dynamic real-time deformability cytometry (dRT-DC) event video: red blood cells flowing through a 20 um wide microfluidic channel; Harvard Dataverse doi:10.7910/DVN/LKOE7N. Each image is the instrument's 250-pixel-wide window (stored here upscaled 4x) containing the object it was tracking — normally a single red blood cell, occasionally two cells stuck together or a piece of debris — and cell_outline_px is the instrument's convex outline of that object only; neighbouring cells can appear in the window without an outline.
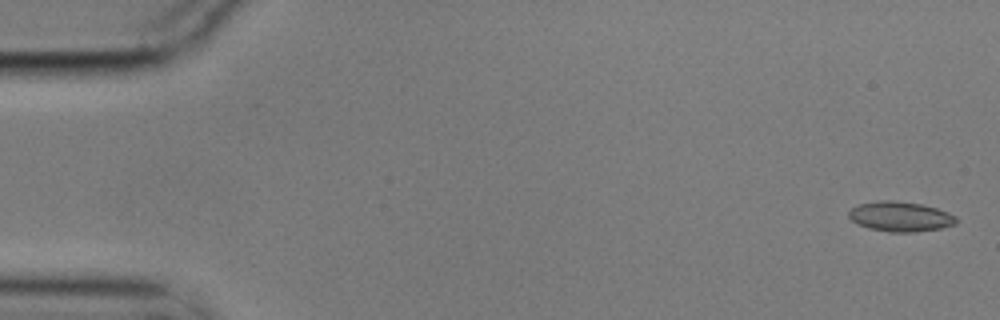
{"species": "common noctule bat (a hibernating species)", "species_latin": "Nyctalus noctula", "temperature_condition": "cold", "stored_images_in_passage": 10, "camera_frame_rate_fps": 3000, "um_per_image_px": 0.085, "animal": {"sex": "male", "body_mass_g": 17.9}, "frame": {"image": 1, "passage_image": 1, "time_ms": 0.0, "image_size_px": [1000, 320], "cell_outline_px": [[956, 224], [940, 228], [916, 232], [888, 232], [868, 228], [852, 220], [848, 216], [848, 212], [852, 208], [860, 204], [880, 200], [892, 200], [920, 204], [936, 208], [948, 212], [956, 216]], "centroid_in_image_um": [76.53, 18.41], "position_along_channel_um": 8.5, "area_um2": 18.61}}
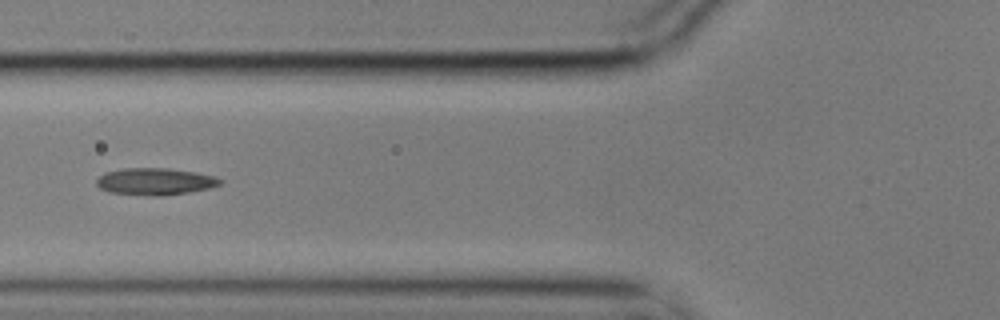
{"frame": {"image": 2, "passage_image": 6, "time_ms": 1.667, "image_size_px": [1000, 320], "cell_outline_px": [[224, 180], [220, 184], [212, 188], [188, 192], [160, 196], [148, 196], [108, 192], [100, 188], [96, 184], [96, 180], [104, 172], [124, 168], [168, 168], [196, 172], [216, 176]], "centroid_in_image_um": [13.2, 15.43], "position_along_channel_um": 112.6, "area_um2": 19.65}}
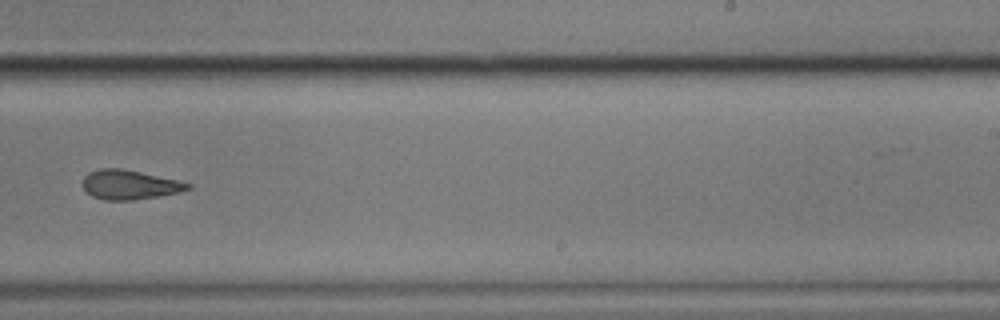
{"frame": {"image": 3, "passage_image": 10, "time_ms": 3.0, "image_size_px": [1000, 320], "cell_outline_px": [[192, 188], [176, 192], [156, 196], [132, 200], [104, 200], [92, 196], [84, 192], [80, 184], [84, 176], [88, 172], [100, 168], [120, 168], [140, 172], [176, 180], [192, 184]], "centroid_in_image_um": [10.9, 15.7], "position_along_channel_um": 278.1, "area_um2": 17.98}}